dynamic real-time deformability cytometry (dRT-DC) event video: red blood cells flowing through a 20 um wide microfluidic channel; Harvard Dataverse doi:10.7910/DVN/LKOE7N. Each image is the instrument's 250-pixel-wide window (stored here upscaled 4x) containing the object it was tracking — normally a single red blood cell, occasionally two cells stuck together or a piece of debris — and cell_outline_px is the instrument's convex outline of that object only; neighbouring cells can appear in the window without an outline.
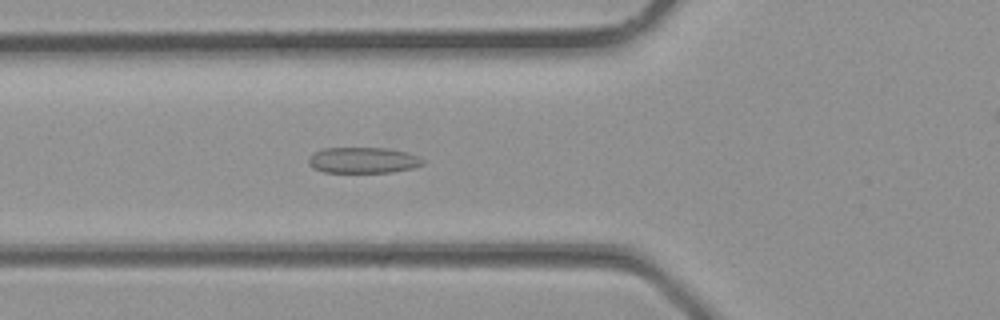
{"species": "common noctule bat (a hibernating species)", "species_latin": "Nyctalus noctula", "temperature_condition": "room temperature", "stored_images_in_passage": 24, "camera_frame_rate_fps": 3000, "um_per_image_px": 0.085, "animal": {"sex": "male", "body_mass_g": 23.1, "forearm_length_mm": 52.7}, "frame": {"image": 1, "passage_image": 5, "time_ms": 1.333, "image_size_px": [1000, 320], "cell_outline_px": [[424, 164], [412, 168], [392, 172], [324, 172], [312, 168], [308, 164], [308, 156], [324, 148], [388, 148], [408, 152], [420, 156], [424, 160]], "centroid_in_image_um": [30.88, 13.61], "position_along_channel_um": 94.9, "area_um2": 17.4}}
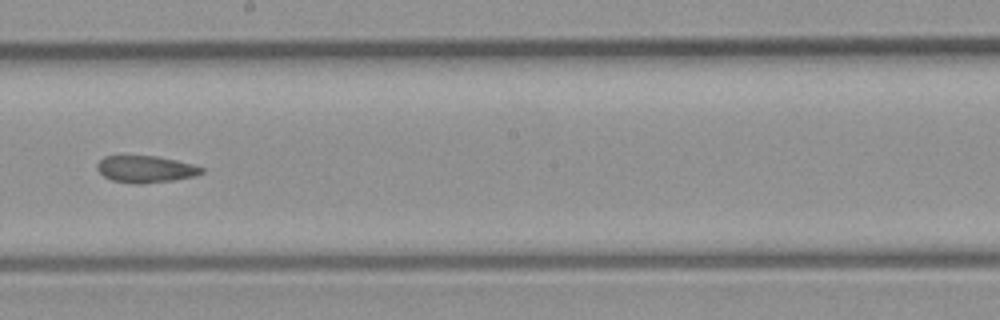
{"frame": {"image": 2, "passage_image": 12, "time_ms": 3.667, "image_size_px": [1000, 320], "cell_outline_px": [[204, 172], [196, 176], [172, 180], [140, 184], [136, 184], [112, 180], [104, 176], [96, 168], [96, 164], [104, 156], [156, 156], [176, 160], [192, 164], [204, 168]], "centroid_in_image_um": [12.38, 14.38], "position_along_channel_um": 235.8, "area_um2": 16.3}}
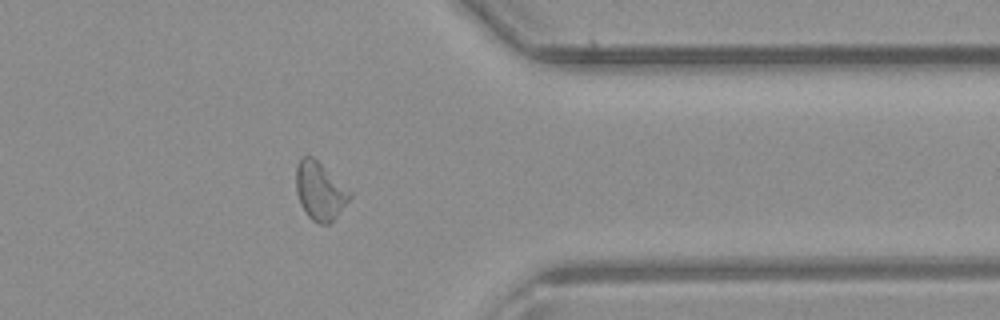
{"frame": {"image": 3, "passage_image": 20, "time_ms": 6.333, "image_size_px": [1000, 320], "cell_outline_px": [[352, 196], [340, 212], [328, 224], [320, 224], [312, 220], [308, 216], [300, 204], [296, 192], [296, 164], [300, 156], [312, 156], [352, 192]], "centroid_in_image_um": [27.17, 16.22], "position_along_channel_um": 384.2, "area_um2": 18.09}}